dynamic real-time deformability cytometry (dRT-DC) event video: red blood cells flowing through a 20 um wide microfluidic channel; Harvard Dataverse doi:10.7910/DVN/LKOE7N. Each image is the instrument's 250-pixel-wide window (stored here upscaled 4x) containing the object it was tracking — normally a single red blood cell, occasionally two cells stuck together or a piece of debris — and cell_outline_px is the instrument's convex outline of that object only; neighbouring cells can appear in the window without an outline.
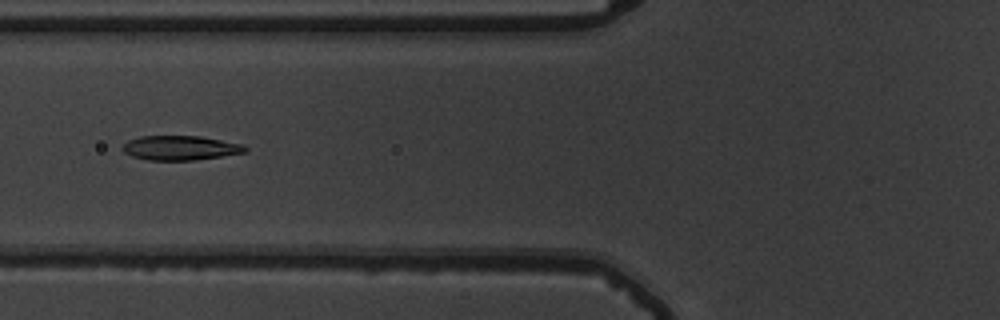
{"species": "common noctule bat (a hibernating species)", "species_latin": "Nyctalus noctula", "temperature_condition": "warm", "stored_images_in_passage": 43, "camera_frame_rate_fps": 3000, "um_per_image_px": 0.085, "animal": {"sex": "male", "body_mass_g": 19.5, "forearm_length_mm": 54.6}, "frame": {"image": 1, "passage_image": 10, "time_ms": 3.0, "image_size_px": [1000, 320], "cell_outline_px": [[248, 152], [196, 160], [148, 160], [132, 156], [124, 152], [120, 148], [128, 140], [140, 136], [200, 136], [244, 144], [248, 148]], "centroid_in_image_um": [15.35, 12.57], "position_along_channel_um": 110.5, "area_um2": 17.63}}
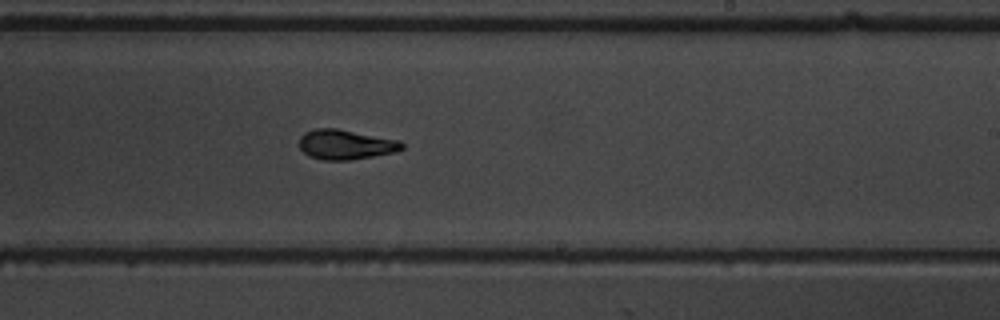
{"frame": {"image": 2, "passage_image": 22, "time_ms": 7.0, "image_size_px": [1000, 320], "cell_outline_px": [[404, 148], [396, 152], [348, 160], [324, 160], [308, 156], [300, 148], [300, 136], [304, 132], [316, 128], [336, 128], [400, 140], [404, 144]], "centroid_in_image_um": [29.38, 12.28], "position_along_channel_um": 259.6, "area_um2": 17.86}}
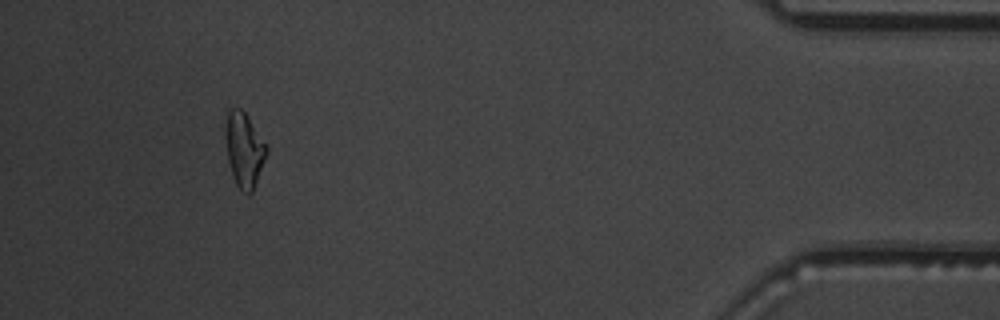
{"frame": {"image": 3, "passage_image": 39, "time_ms": 12.667, "image_size_px": [1000, 320], "cell_outline_px": [[268, 152], [252, 192], [248, 196], [240, 192], [232, 176], [228, 160], [224, 132], [224, 128], [228, 112], [232, 108], [240, 108], [244, 112], [268, 148]], "centroid_in_image_um": [20.73, 12.78], "position_along_channel_um": 414.5, "area_um2": 17.8}, "authors_computed_cell_mechanics": {"area_um2": 17.629, "velocity_mm_per_s": 3.7318, "shape_relaxation_time_tau1_ms": 4.011, "shape_relaxation_time_tau2_ms": 2.0452, "deformation_change_tau1": 0.1524, "deformation_change_tau2": 0.0753}}